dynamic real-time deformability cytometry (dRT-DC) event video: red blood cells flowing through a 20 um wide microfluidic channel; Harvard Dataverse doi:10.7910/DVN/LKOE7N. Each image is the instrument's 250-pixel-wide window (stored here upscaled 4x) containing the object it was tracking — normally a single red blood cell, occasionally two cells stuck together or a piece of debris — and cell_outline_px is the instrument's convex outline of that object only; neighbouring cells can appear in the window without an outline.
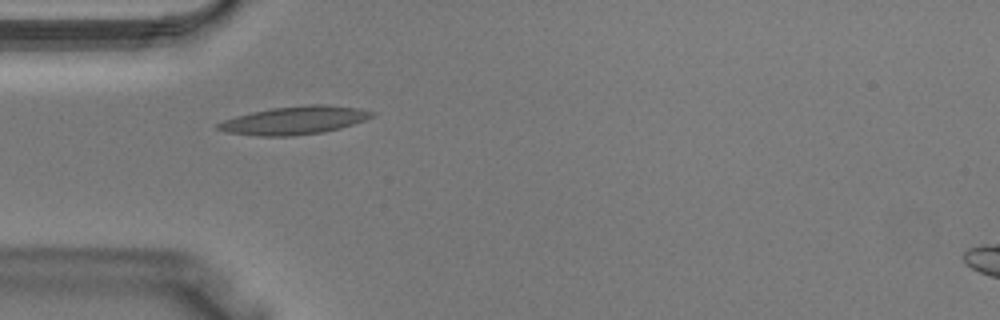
{"species": "Egyptian fruit bat (a non-hibernating species)", "species_latin": "Rousettus aegyptiacus", "temperature_condition": "warm", "stored_images_in_passage": 25, "camera_frame_rate_fps": 3000, "um_per_image_px": 0.085, "animal": {"sex": "male"}, "frame": {"image": 1, "passage_image": 2, "time_ms": 0.333, "image_size_px": [1000, 320], "cell_outline_px": [[376, 112], [372, 116], [364, 120], [340, 128], [324, 132], [292, 136], [256, 136], [228, 132], [216, 128], [216, 124], [224, 120], [236, 116], [252, 112], [272, 108], [308, 104], [324, 104], [360, 108]], "centroid_in_image_um": [25.04, 10.22], "position_along_channel_um": 60.0, "area_um2": 25.14}}
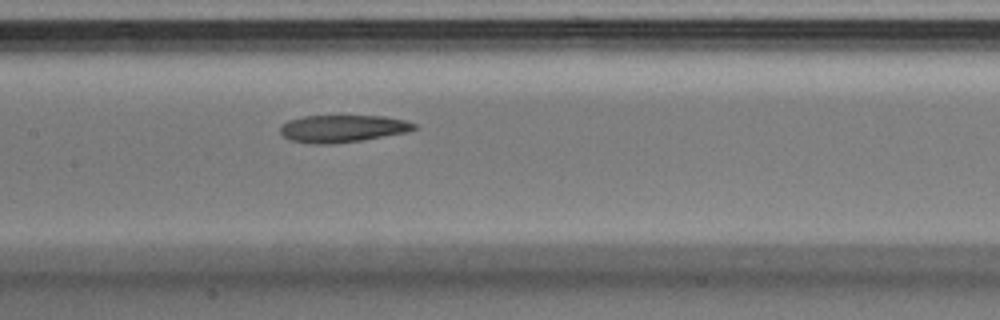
{"frame": {"image": 2, "passage_image": 9, "time_ms": 2.667, "image_size_px": [1000, 320], "cell_outline_px": [[420, 128], [408, 132], [364, 140], [332, 144], [308, 144], [288, 140], [280, 132], [280, 128], [288, 120], [304, 116], [384, 116], [404, 120], [416, 124]], "centroid_in_image_um": [29.14, 10.94], "position_along_channel_um": 178.3, "area_um2": 21.56}}
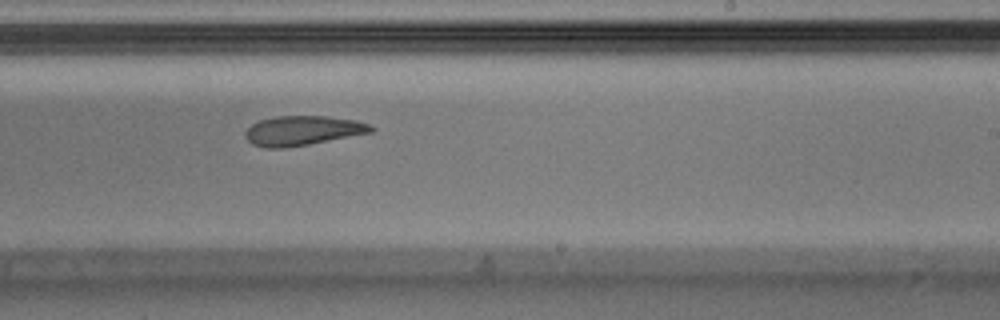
{"frame": {"image": 3, "passage_image": 14, "time_ms": 4.333, "image_size_px": [1000, 320], "cell_outline_px": [[376, 128], [372, 132], [308, 144], [284, 148], [264, 148], [252, 144], [244, 136], [244, 132], [252, 124], [260, 120], [276, 116], [328, 116], [356, 120], [368, 124]], "centroid_in_image_um": [25.7, 11.1], "position_along_channel_um": 263.3, "area_um2": 21.62}}